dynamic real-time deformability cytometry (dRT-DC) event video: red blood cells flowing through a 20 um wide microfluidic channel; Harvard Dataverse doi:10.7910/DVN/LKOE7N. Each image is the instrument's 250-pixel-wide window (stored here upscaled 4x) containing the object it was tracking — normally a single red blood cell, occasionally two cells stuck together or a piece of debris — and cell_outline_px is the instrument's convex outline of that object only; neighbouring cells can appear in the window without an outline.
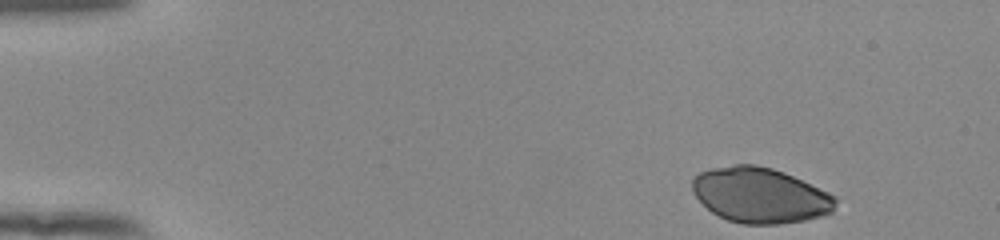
{"species": "human", "species_latin": "Homo sapiens", "temperature_condition": "room temperature", "stored_images_in_passage": 48, "camera_frame_rate_fps": 3000, "um_per_image_px": 0.085, "donor": {"sex": "female"}, "frame": {"image": 1, "passage_image": 1, "time_ms": 0.0, "image_size_px": [1000, 240], "cell_outline_px": [[836, 204], [832, 212], [824, 216], [804, 220], [780, 224], [744, 224], [728, 220], [712, 212], [692, 192], [692, 180], [700, 172], [712, 168], [736, 164], [756, 164], [772, 168], [784, 172], [828, 192], [836, 196]], "centroid_in_image_um": [64.62, 16.59], "position_along_channel_um": 20.4, "area_um2": 46.07}}
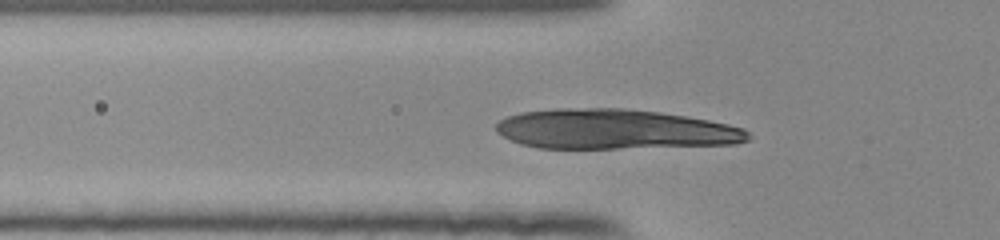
{"frame": {"image": 2, "passage_image": 14, "time_ms": 4.333, "image_size_px": [1000, 240], "cell_outline_px": [[752, 140], [736, 144], [616, 148], [540, 148], [520, 144], [496, 132], [496, 124], [500, 120], [508, 116], [520, 112], [556, 108], [624, 108], [660, 112], [688, 116], [728, 124], [744, 128], [748, 132]], "centroid_in_image_um": [52.26, 10.98], "position_along_channel_um": 73.5, "area_um2": 58.78}}
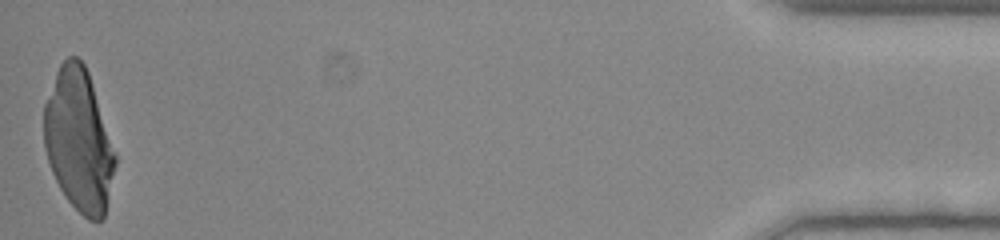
{"frame": {"image": 3, "passage_image": 48, "time_ms": 15.667, "image_size_px": [1000, 240], "cell_outline_px": [[116, 164], [104, 216], [100, 220], [88, 220], [64, 196], [52, 172], [44, 148], [44, 104], [56, 72], [60, 64], [68, 56], [76, 56], [84, 64], [88, 72], [116, 152]], "centroid_in_image_um": [6.69, 11.91], "position_along_channel_um": 428.5, "area_um2": 58.72}}